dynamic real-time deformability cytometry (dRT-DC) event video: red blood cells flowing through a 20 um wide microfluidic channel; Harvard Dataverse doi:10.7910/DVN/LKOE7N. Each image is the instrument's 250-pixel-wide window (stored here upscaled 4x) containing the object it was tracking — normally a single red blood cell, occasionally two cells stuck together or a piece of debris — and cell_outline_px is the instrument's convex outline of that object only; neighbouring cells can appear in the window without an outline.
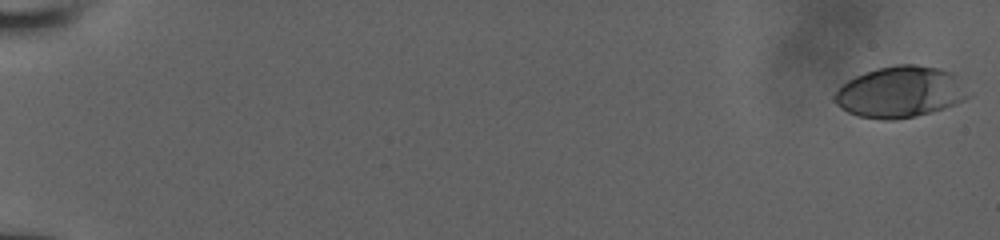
{"species": "human", "species_latin": "Homo sapiens", "temperature_condition": "room temperature", "stored_images_in_passage": 61, "camera_frame_rate_fps": 3000, "um_per_image_px": 0.085, "donor": {"sex": "male"}, "frame": {"image": 1, "passage_image": 1, "time_ms": 0.0, "image_size_px": [1000, 240], "cell_outline_px": [[968, 96], [964, 100], [956, 104], [944, 108], [916, 116], [892, 120], [880, 120], [860, 116], [848, 112], [840, 108], [832, 100], [832, 96], [848, 80], [864, 72], [876, 68], [896, 64], [916, 64], [940, 68], [952, 72], [956, 76]], "centroid_in_image_um": [76.47, 7.82], "position_along_channel_um": 8.5, "area_um2": 39.82}}
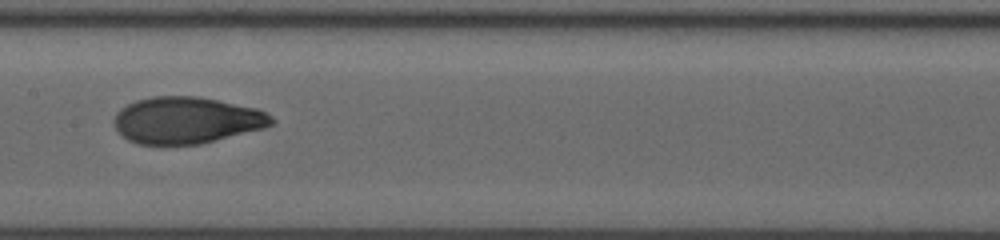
{"frame": {"image": 2, "passage_image": 34, "time_ms": 10.0, "image_size_px": [1000, 240], "cell_outline_px": [[276, 124], [264, 128], [200, 144], [136, 144], [128, 140], [116, 128], [112, 120], [116, 112], [120, 108], [136, 100], [152, 96], [196, 96], [256, 108], [272, 116], [276, 120]], "centroid_in_image_um": [15.85, 10.22], "position_along_channel_um": 191.5, "area_um2": 42.83}}
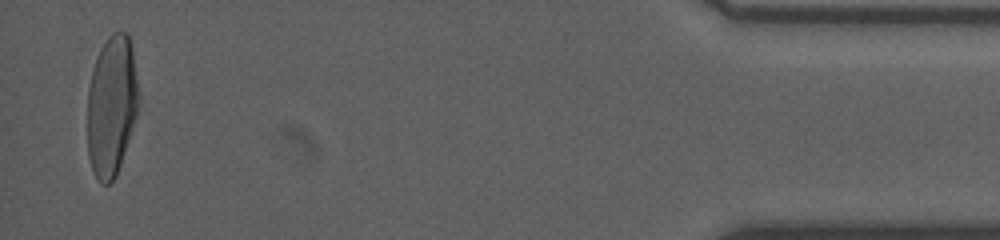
{"frame": {"image": 3, "passage_image": 61, "time_ms": 17.667, "image_size_px": [1000, 240], "cell_outline_px": [[140, 100], [136, 116], [116, 176], [108, 184], [100, 184], [92, 168], [88, 156], [88, 88], [92, 72], [100, 48], [108, 36], [112, 32], [128, 32], [132, 44], [140, 96]], "centroid_in_image_um": [9.5, 8.94], "position_along_channel_um": 425.7, "area_um2": 42.08}}